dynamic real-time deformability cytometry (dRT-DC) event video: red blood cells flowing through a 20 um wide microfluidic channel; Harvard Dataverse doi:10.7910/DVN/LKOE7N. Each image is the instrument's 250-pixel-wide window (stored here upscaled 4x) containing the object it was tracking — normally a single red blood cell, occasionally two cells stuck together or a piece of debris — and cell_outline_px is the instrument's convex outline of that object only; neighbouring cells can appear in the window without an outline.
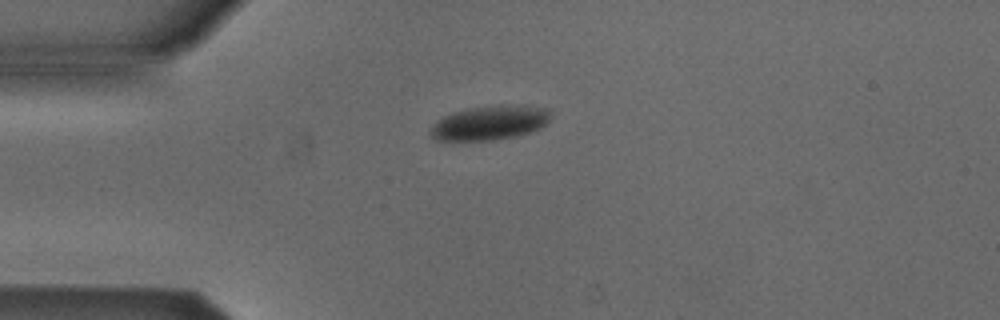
{"species": "Egyptian fruit bat (a non-hibernating species)", "species_latin": "Rousettus aegyptiacus", "temperature_condition": "cold", "stored_images_in_passage": 2, "camera_frame_rate_fps": 3000, "um_per_image_px": 0.085, "animal": {"sex": "male"}, "frame": {"image": 1, "passage_image": 1, "time_ms": 0.0, "image_size_px": [1000, 320], "cell_outline_px": [[548, 120], [540, 128], [516, 136], [492, 140], [436, 140], [428, 136], [428, 128], [436, 120], [452, 112], [468, 108], [500, 104], [524, 104], [548, 108]], "centroid_in_image_um": [41.56, 10.42], "position_along_channel_um": 43.4, "area_um2": 24.39}}
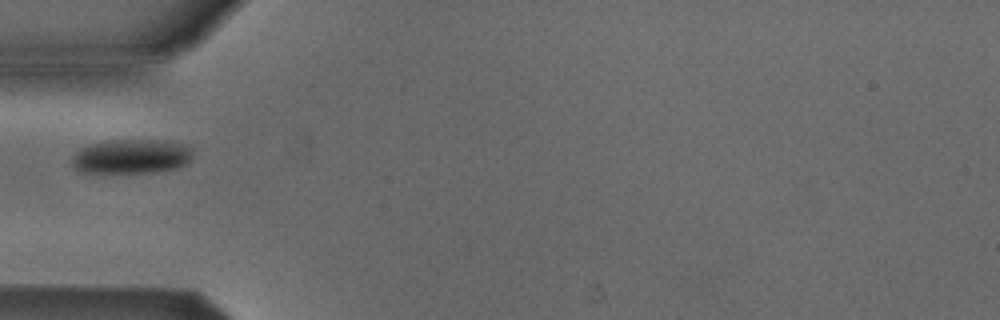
{"frame": {"image": 2, "passage_image": 2, "time_ms": 0.333, "image_size_px": [1000, 320], "cell_outline_px": [[192, 160], [188, 164], [176, 168], [156, 172], [80, 172], [72, 164], [72, 156], [80, 148], [92, 144], [112, 140], [172, 140], [184, 144], [192, 148]], "centroid_in_image_um": [11.24, 13.29], "position_along_channel_um": 73.8, "area_um2": 24.39}}